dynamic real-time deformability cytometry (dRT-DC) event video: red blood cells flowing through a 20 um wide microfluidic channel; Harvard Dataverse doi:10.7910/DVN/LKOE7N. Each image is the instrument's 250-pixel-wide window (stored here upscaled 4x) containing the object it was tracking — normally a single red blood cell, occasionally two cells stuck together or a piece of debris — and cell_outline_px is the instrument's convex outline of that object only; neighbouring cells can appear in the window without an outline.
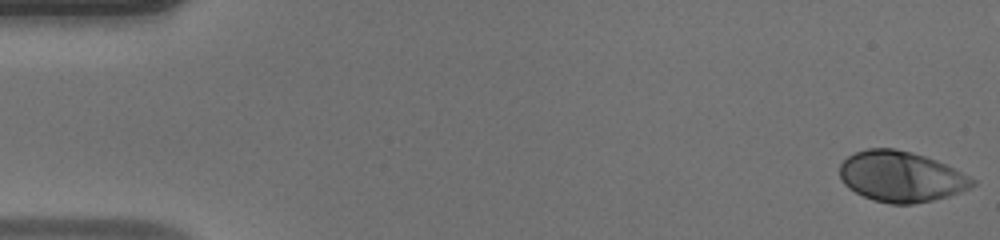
{"species": "human", "species_latin": "Homo sapiens", "temperature_condition": "warm", "stored_images_in_passage": 49, "camera_frame_rate_fps": 3000, "um_per_image_px": 0.085, "donor": {"sex": "male"}, "frame": {"image": 1, "passage_image": 1, "time_ms": 0.0, "image_size_px": [1000, 240], "cell_outline_px": [[976, 184], [960, 192], [948, 196], [932, 200], [912, 204], [888, 204], [872, 200], [848, 188], [844, 184], [840, 176], [840, 164], [848, 156], [856, 152], [868, 148], [892, 148], [912, 152], [936, 160], [976, 180]], "centroid_in_image_um": [76.56, 15.01], "position_along_channel_um": 8.4, "area_um2": 38.9}}
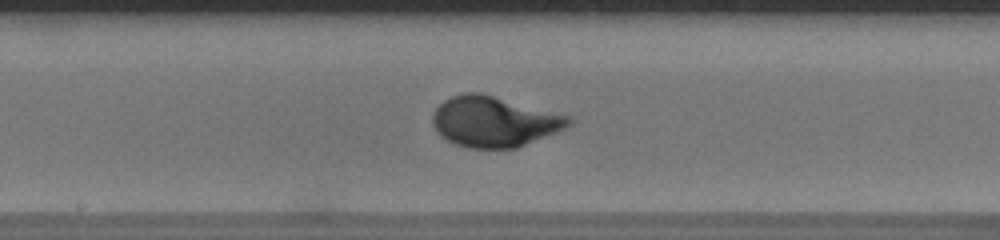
{"frame": {"image": 2, "passage_image": 26, "time_ms": 8.333, "image_size_px": [1000, 240], "cell_outline_px": [[572, 124], [556, 132], [516, 148], [468, 148], [456, 144], [440, 136], [436, 132], [432, 124], [432, 112], [444, 100], [452, 96], [464, 92], [480, 92], [572, 116]], "centroid_in_image_um": [41.99, 10.32], "position_along_channel_um": 206.2, "area_um2": 40.23}}
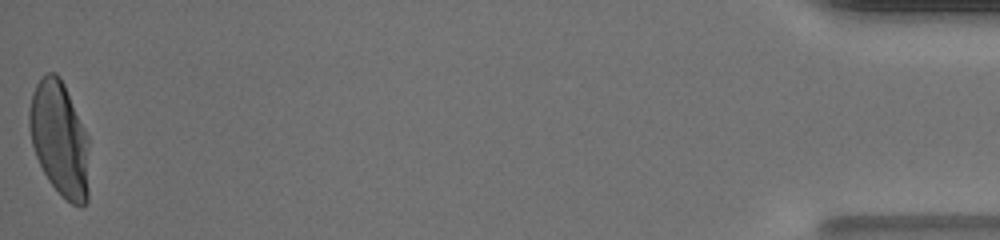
{"frame": {"image": 3, "passage_image": 49, "time_ms": 16.0, "image_size_px": [1000, 240], "cell_outline_px": [[88, 200], [80, 208], [72, 204], [48, 180], [36, 156], [32, 144], [28, 124], [28, 112], [32, 92], [36, 84], [48, 72], [56, 72], [60, 76], [64, 84], [88, 136]], "centroid_in_image_um": [5.06, 11.79], "position_along_channel_um": 430.1, "area_um2": 39.82}, "authors_computed_cell_mechanics": {"area_um2": 38.4948, "velocity_mm_per_s": 4.1792, "shape_relaxation_time_tau1_ms": 3.3262, "shape_relaxation_time_tau2_ms": null, "deformation_change_tau1": 0.209, "deformation_change_tau2": null}}